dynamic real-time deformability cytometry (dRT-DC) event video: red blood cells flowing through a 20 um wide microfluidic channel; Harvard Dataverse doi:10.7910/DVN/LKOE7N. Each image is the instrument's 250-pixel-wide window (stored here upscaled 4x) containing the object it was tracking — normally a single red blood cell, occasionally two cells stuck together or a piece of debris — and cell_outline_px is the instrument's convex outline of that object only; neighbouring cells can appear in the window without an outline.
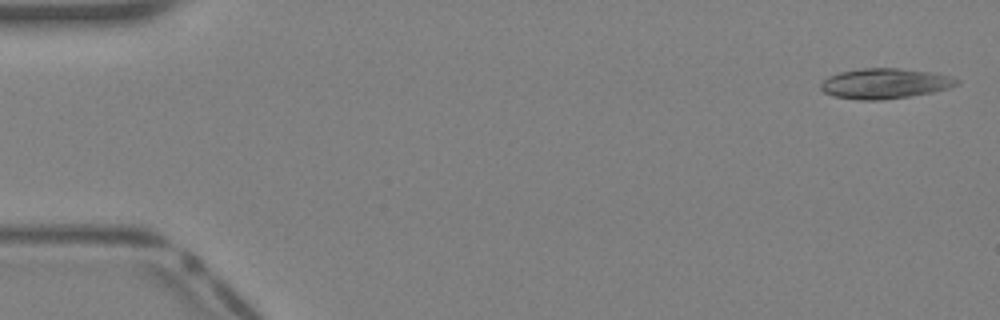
{"species": "Egyptian fruit bat (a non-hibernating species)", "species_latin": "Rousettus aegyptiacus", "temperature_condition": "warm", "stored_images_in_passage": 40, "camera_frame_rate_fps": 3000, "um_per_image_px": 0.085, "animal": {"sex": "female"}, "frame": {"image": 1, "passage_image": 1, "time_ms": 0.0, "image_size_px": [1000, 320], "cell_outline_px": [[960, 84], [948, 88], [932, 92], [908, 96], [880, 100], [856, 100], [832, 96], [824, 92], [820, 88], [820, 84], [828, 76], [840, 72], [860, 68], [896, 68], [928, 72], [948, 76], [960, 80]], "centroid_in_image_um": [75.16, 7.1], "position_along_channel_um": 9.8, "area_um2": 23.87}}
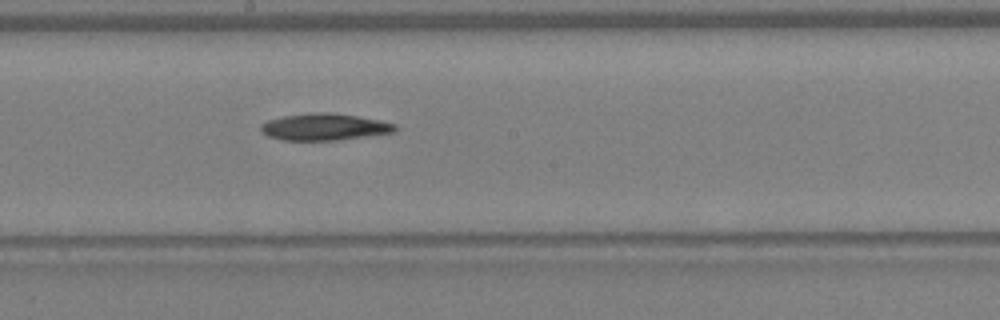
{"frame": {"image": 2, "passage_image": 22, "time_ms": 7.0, "image_size_px": [1000, 320], "cell_outline_px": [[400, 128], [396, 132], [340, 140], [280, 140], [268, 136], [260, 128], [260, 124], [268, 120], [284, 116], [356, 116], [380, 120], [396, 124]], "centroid_in_image_um": [27.65, 10.86], "position_along_channel_um": 220.6, "area_um2": 19.83}}
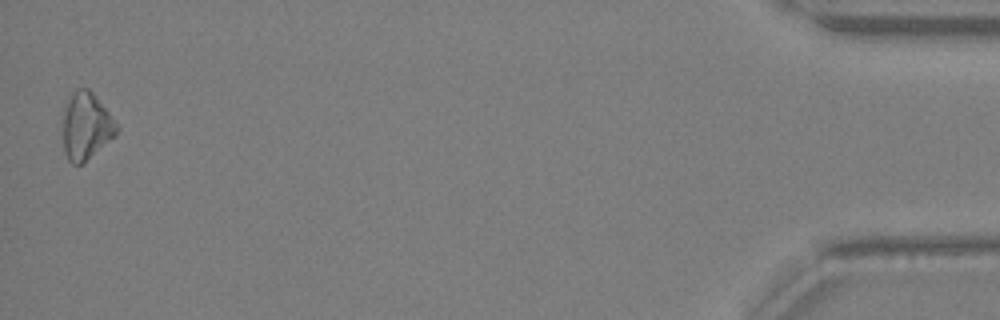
{"frame": {"image": 3, "passage_image": 40, "time_ms": 13.0, "image_size_px": [1000, 320], "cell_outline_px": [[120, 128], [116, 136], [84, 164], [72, 164], [68, 160], [64, 152], [60, 116], [64, 100], [76, 88], [88, 88], [92, 92], [108, 112]], "centroid_in_image_um": [7.25, 10.72], "position_along_channel_um": 427.9, "area_um2": 22.08}}